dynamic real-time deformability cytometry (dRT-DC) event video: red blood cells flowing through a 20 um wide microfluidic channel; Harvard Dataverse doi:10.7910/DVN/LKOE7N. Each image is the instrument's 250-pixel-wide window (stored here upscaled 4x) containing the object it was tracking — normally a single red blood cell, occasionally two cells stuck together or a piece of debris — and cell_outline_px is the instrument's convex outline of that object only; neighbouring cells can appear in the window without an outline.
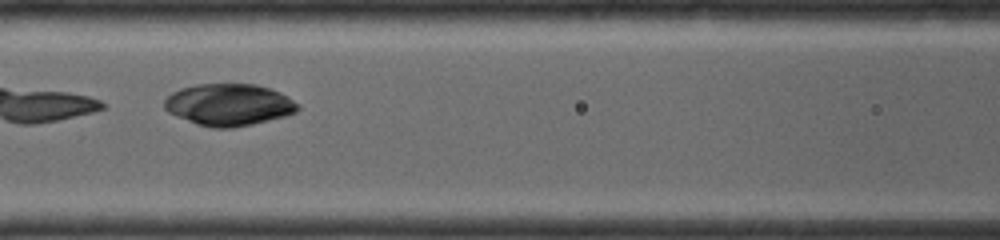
{"species": "common noctule bat (a hibernating species)", "species_latin": "Nyctalus noctula", "temperature_condition": "room temperature", "stored_images_in_passage": 37, "camera_frame_rate_fps": 4000, "um_per_image_px": 0.085, "animal": {"sex": "female", "body_mass_g": 19.0, "forearm_length_mm": 56.7}, "frame": {"image": 1, "passage_image": 8, "time_ms": 1.75, "image_size_px": [1000, 240], "cell_outline_px": [[300, 108], [296, 112], [284, 116], [252, 124], [228, 128], [216, 128], [200, 124], [176, 116], [168, 112], [164, 108], [164, 100], [172, 92], [180, 88], [196, 84], [256, 84], [280, 92], [288, 96], [300, 104]], "centroid_in_image_um": [19.46, 8.88], "position_along_channel_um": 147.1, "area_um2": 32.43}}
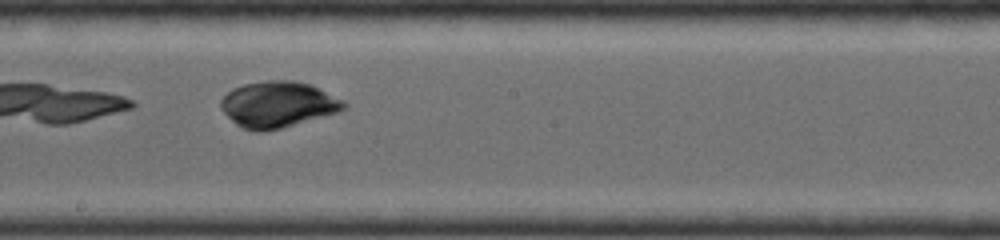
{"frame": {"image": 2, "passage_image": 18, "time_ms": 3.5, "image_size_px": [1000, 240], "cell_outline_px": [[348, 104], [340, 112], [280, 128], [244, 128], [236, 124], [220, 108], [220, 100], [232, 88], [244, 84], [268, 80], [292, 80], [312, 84], [344, 100]], "centroid_in_image_um": [23.67, 8.82], "position_along_channel_um": 224.5, "area_um2": 32.48}}
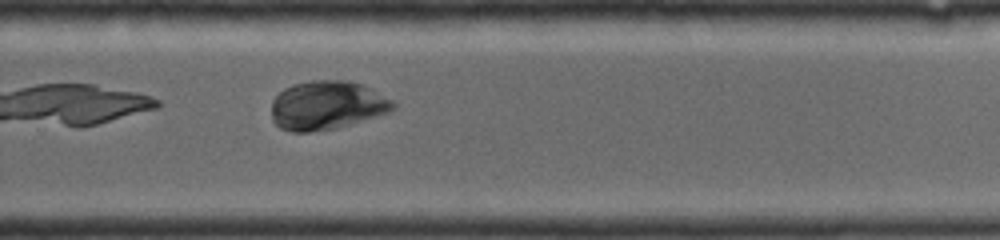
{"frame": {"image": 3, "passage_image": 25, "time_ms": 5.25, "image_size_px": [1000, 240], "cell_outline_px": [[396, 108], [388, 112], [332, 128], [308, 132], [296, 132], [280, 128], [272, 120], [272, 100], [284, 88], [292, 84], [312, 80], [348, 80], [372, 88], [392, 100], [396, 104]], "centroid_in_image_um": [27.76, 8.92], "position_along_channel_um": 302.0, "area_um2": 34.22}}